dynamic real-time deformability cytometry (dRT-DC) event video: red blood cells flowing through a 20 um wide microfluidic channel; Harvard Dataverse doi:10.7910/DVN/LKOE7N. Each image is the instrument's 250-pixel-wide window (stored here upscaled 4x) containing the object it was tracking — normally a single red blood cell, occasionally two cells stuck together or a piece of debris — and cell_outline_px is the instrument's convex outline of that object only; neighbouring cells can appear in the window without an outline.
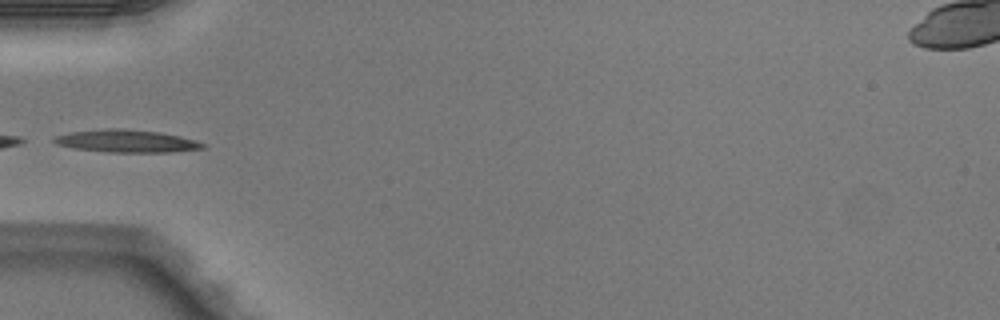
{"species": "Egyptian fruit bat (a non-hibernating species)", "species_latin": "Rousettus aegyptiacus", "temperature_condition": "warm", "stored_images_in_passage": 5, "segment_of_instrument_passage": [2, 2], "camera_frame_rate_fps": 3000, "um_per_image_px": 0.085, "animal": {"sex": "male"}, "frame": {"image": 1, "passage_image": 5, "time_ms": 1.333, "image_size_px": [1000, 320], "cell_outline_px": [[208, 148], [168, 152], [108, 152], [76, 148], [56, 144], [52, 140], [56, 136], [72, 132], [108, 128], [120, 128], [160, 132], [180, 136], [196, 140], [208, 144]], "centroid_in_image_um": [10.84, 11.99], "position_along_channel_um": 74.2, "area_um2": 19.54}}